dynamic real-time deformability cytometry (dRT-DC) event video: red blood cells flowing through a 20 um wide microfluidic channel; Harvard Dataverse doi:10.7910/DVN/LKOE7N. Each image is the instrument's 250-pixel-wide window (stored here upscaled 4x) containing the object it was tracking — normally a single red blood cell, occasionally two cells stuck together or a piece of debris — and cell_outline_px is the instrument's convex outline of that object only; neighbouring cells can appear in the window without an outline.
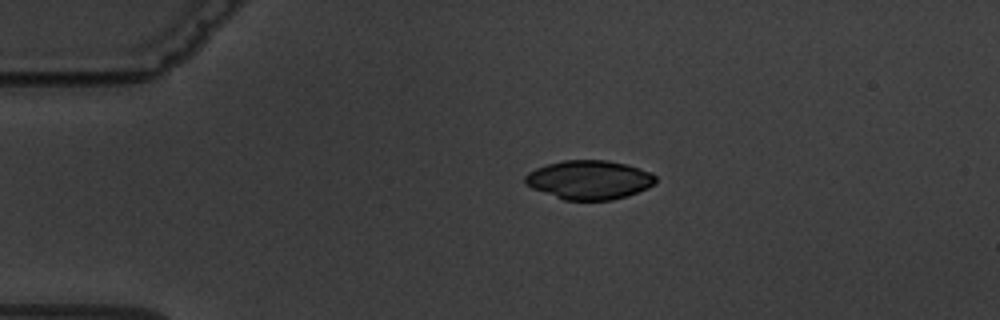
{"species": "common noctule bat (a hibernating species)", "species_latin": "Nyctalus noctula", "temperature_condition": "warm", "stored_images_in_passage": 3, "camera_frame_rate_fps": 3000, "um_per_image_px": 0.085, "animal": {"sex": "male", "body_mass_g": 19.5, "forearm_length_mm": 54.6}, "frame": {"image": 1, "passage_image": 1, "time_ms": 0.0, "image_size_px": [1000, 320], "cell_outline_px": [[656, 184], [648, 188], [628, 196], [612, 200], [564, 200], [532, 188], [524, 184], [524, 176], [528, 172], [536, 168], [548, 164], [564, 160], [608, 160], [628, 164], [652, 172], [656, 176]], "centroid_in_image_um": [50.11, 15.28], "position_along_channel_um": 34.9, "area_um2": 29.94}}